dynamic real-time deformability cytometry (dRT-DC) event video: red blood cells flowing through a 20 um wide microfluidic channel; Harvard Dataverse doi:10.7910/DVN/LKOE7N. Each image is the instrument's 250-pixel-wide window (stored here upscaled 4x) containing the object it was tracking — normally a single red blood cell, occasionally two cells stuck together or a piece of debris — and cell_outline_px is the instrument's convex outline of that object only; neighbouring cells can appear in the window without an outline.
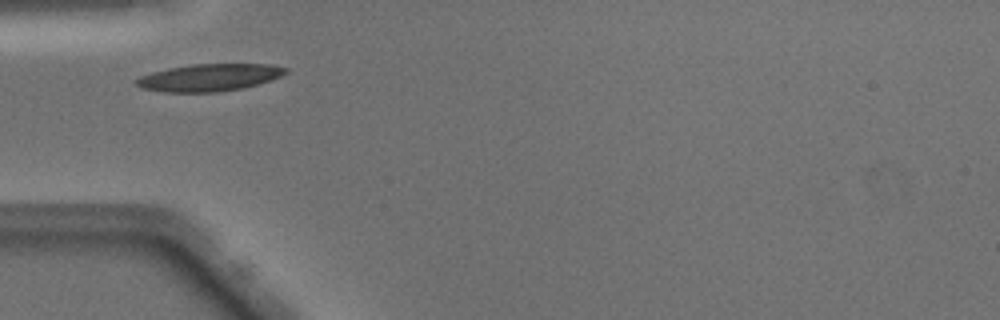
{"species": "Egyptian fruit bat (a non-hibernating species)", "species_latin": "Rousettus aegyptiacus", "temperature_condition": "warm", "stored_images_in_passage": 35, "camera_frame_rate_fps": 3000, "um_per_image_px": 0.085, "animal": {"sex": "male"}, "frame": {"image": 1, "passage_image": 1, "time_ms": 0.0, "image_size_px": [1000, 320], "cell_outline_px": [[288, 72], [280, 76], [244, 88], [216, 92], [164, 92], [144, 88], [136, 84], [136, 80], [140, 76], [152, 72], [168, 68], [192, 64], [272, 64], [288, 68]], "centroid_in_image_um": [17.8, 6.58], "position_along_channel_um": 67.2, "area_um2": 23.52}}
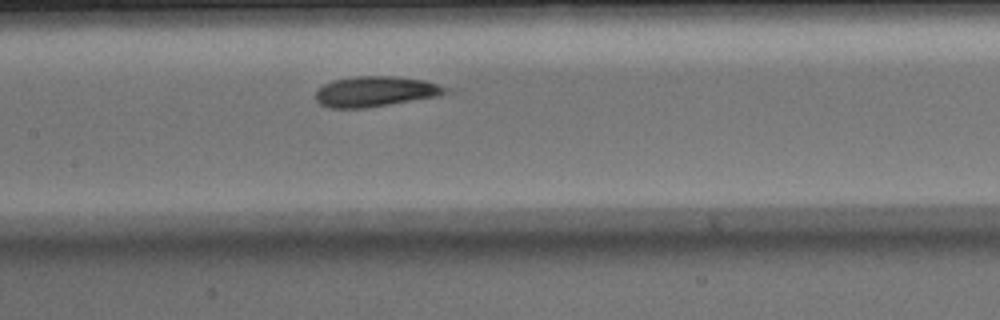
{"frame": {"image": 2, "passage_image": 9, "time_ms": 2.667, "image_size_px": [1000, 320], "cell_outline_px": [[460, 88], [456, 92], [440, 96], [368, 108], [328, 108], [320, 104], [316, 100], [316, 92], [324, 84], [336, 80], [356, 76], [392, 76], [424, 80]], "centroid_in_image_um": [32.12, 7.78], "position_along_channel_um": 175.3, "area_um2": 23.7}}
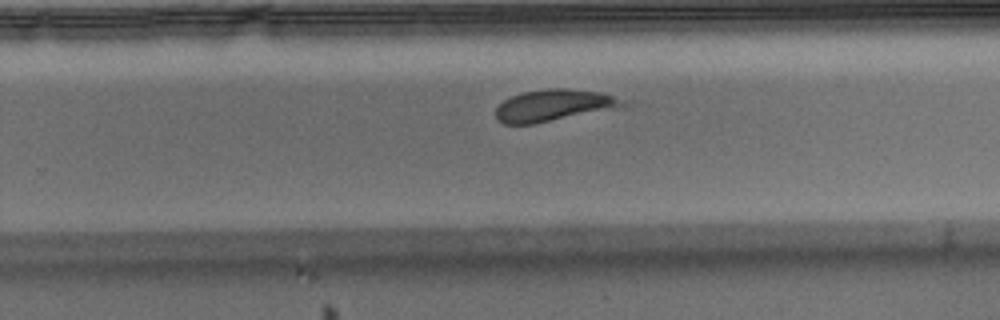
{"frame": {"image": 3, "passage_image": 17, "time_ms": 5.333, "image_size_px": [1000, 320], "cell_outline_px": [[636, 104], [624, 108], [536, 124], [504, 124], [496, 120], [496, 108], [504, 100], [512, 96], [524, 92], [548, 88], [564, 88], [600, 92]], "centroid_in_image_um": [47.19, 8.98], "position_along_channel_um": 282.6, "area_um2": 24.16}, "authors_computed_cell_mechanics": {"area_um2": 23.0622, "velocity_mm_per_s": 4.0465, "shape_relaxation_time_tau1_ms": 3.3931, "shape_relaxation_time_tau2_ms": 2.2713, "deformation_change_tau1": 0.0947, "deformation_change_tau2": 0.0985}}